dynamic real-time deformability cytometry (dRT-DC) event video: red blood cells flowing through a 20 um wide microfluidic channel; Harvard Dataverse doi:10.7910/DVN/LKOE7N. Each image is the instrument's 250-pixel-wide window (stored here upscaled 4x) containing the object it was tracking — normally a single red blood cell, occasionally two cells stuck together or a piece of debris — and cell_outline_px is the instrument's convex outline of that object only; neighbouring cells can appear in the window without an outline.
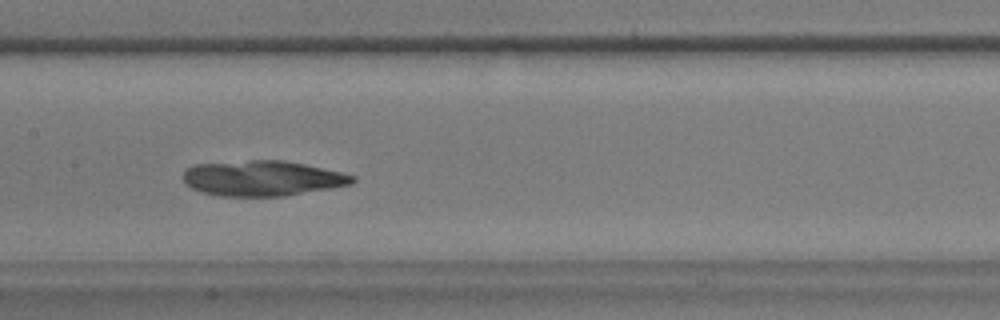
{"species": "common noctule bat (a hibernating species)", "species_latin": "Nyctalus noctula", "temperature_condition": "warm", "stored_images_in_passage": 36, "camera_frame_rate_fps": 3000, "um_per_image_px": 0.085, "animal": {"sex": "male", "body_mass_g": 17.9}, "frame": {"image": 1, "passage_image": 17, "time_ms": 5.333, "image_size_px": [1000, 320], "cell_outline_px": [[356, 180], [352, 184], [284, 196], [220, 196], [200, 192], [192, 188], [184, 180], [184, 168], [196, 164], [252, 160], [284, 160], [304, 164], [340, 172], [356, 176]], "centroid_in_image_um": [22.29, 15.15], "position_along_channel_um": 185.1, "area_um2": 34.74}}